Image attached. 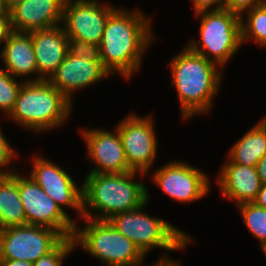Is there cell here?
Returning <instances> with one entry per match:
<instances>
[{"label": "cell", "mask_w": 266, "mask_h": 266, "mask_svg": "<svg viewBox=\"0 0 266 266\" xmlns=\"http://www.w3.org/2000/svg\"><path fill=\"white\" fill-rule=\"evenodd\" d=\"M151 22L137 8L118 7L109 16L99 49L102 65L111 75L117 73L128 81L140 71L143 57L156 39Z\"/></svg>", "instance_id": "1"}, {"label": "cell", "mask_w": 266, "mask_h": 266, "mask_svg": "<svg viewBox=\"0 0 266 266\" xmlns=\"http://www.w3.org/2000/svg\"><path fill=\"white\" fill-rule=\"evenodd\" d=\"M171 86H175L183 121L207 115L220 91L223 69L187 45L169 60Z\"/></svg>", "instance_id": "2"}, {"label": "cell", "mask_w": 266, "mask_h": 266, "mask_svg": "<svg viewBox=\"0 0 266 266\" xmlns=\"http://www.w3.org/2000/svg\"><path fill=\"white\" fill-rule=\"evenodd\" d=\"M138 175L146 178L134 171L87 173L82 183V218L108 220L115 214L139 208L148 200V188L143 179L137 181Z\"/></svg>", "instance_id": "3"}, {"label": "cell", "mask_w": 266, "mask_h": 266, "mask_svg": "<svg viewBox=\"0 0 266 266\" xmlns=\"http://www.w3.org/2000/svg\"><path fill=\"white\" fill-rule=\"evenodd\" d=\"M73 103L48 80L23 82L15 106L7 117L36 134L59 129L70 119Z\"/></svg>", "instance_id": "4"}, {"label": "cell", "mask_w": 266, "mask_h": 266, "mask_svg": "<svg viewBox=\"0 0 266 266\" xmlns=\"http://www.w3.org/2000/svg\"><path fill=\"white\" fill-rule=\"evenodd\" d=\"M149 199L148 190V200L139 208L115 214L108 221L122 235L132 240L146 257L153 249L160 248L166 251L160 254L159 260L171 259L168 252L182 251L195 240L164 218L148 215L144 209Z\"/></svg>", "instance_id": "5"}, {"label": "cell", "mask_w": 266, "mask_h": 266, "mask_svg": "<svg viewBox=\"0 0 266 266\" xmlns=\"http://www.w3.org/2000/svg\"><path fill=\"white\" fill-rule=\"evenodd\" d=\"M83 228L76 224L75 247L106 266H145V255L132 240L117 231L108 220L82 218Z\"/></svg>", "instance_id": "6"}, {"label": "cell", "mask_w": 266, "mask_h": 266, "mask_svg": "<svg viewBox=\"0 0 266 266\" xmlns=\"http://www.w3.org/2000/svg\"><path fill=\"white\" fill-rule=\"evenodd\" d=\"M195 18H200V39L186 45L224 70L242 47L240 16L224 8L196 13Z\"/></svg>", "instance_id": "7"}, {"label": "cell", "mask_w": 266, "mask_h": 266, "mask_svg": "<svg viewBox=\"0 0 266 266\" xmlns=\"http://www.w3.org/2000/svg\"><path fill=\"white\" fill-rule=\"evenodd\" d=\"M136 112L127 114L114 127L122 140L127 163L131 171L149 175L157 158L158 136L153 116H140Z\"/></svg>", "instance_id": "8"}, {"label": "cell", "mask_w": 266, "mask_h": 266, "mask_svg": "<svg viewBox=\"0 0 266 266\" xmlns=\"http://www.w3.org/2000/svg\"><path fill=\"white\" fill-rule=\"evenodd\" d=\"M164 165L152 170V183L175 202L194 203L211 191L210 176L205 170L181 160H170Z\"/></svg>", "instance_id": "9"}, {"label": "cell", "mask_w": 266, "mask_h": 266, "mask_svg": "<svg viewBox=\"0 0 266 266\" xmlns=\"http://www.w3.org/2000/svg\"><path fill=\"white\" fill-rule=\"evenodd\" d=\"M64 237L56 230L31 224L0 230V259L31 263L51 252Z\"/></svg>", "instance_id": "10"}, {"label": "cell", "mask_w": 266, "mask_h": 266, "mask_svg": "<svg viewBox=\"0 0 266 266\" xmlns=\"http://www.w3.org/2000/svg\"><path fill=\"white\" fill-rule=\"evenodd\" d=\"M18 172V191L25 210L27 224L44 226L72 238L76 222L28 175Z\"/></svg>", "instance_id": "11"}, {"label": "cell", "mask_w": 266, "mask_h": 266, "mask_svg": "<svg viewBox=\"0 0 266 266\" xmlns=\"http://www.w3.org/2000/svg\"><path fill=\"white\" fill-rule=\"evenodd\" d=\"M31 161L32 171L26 175L31 177L64 212H66L65 207L69 208V211L70 208L75 212L78 211L75 219L78 224L83 217L82 184L77 185L78 182L74 181L63 167L44 156L34 153Z\"/></svg>", "instance_id": "12"}, {"label": "cell", "mask_w": 266, "mask_h": 266, "mask_svg": "<svg viewBox=\"0 0 266 266\" xmlns=\"http://www.w3.org/2000/svg\"><path fill=\"white\" fill-rule=\"evenodd\" d=\"M117 8L99 0H65L61 25L68 38L100 45L107 20Z\"/></svg>", "instance_id": "13"}, {"label": "cell", "mask_w": 266, "mask_h": 266, "mask_svg": "<svg viewBox=\"0 0 266 266\" xmlns=\"http://www.w3.org/2000/svg\"><path fill=\"white\" fill-rule=\"evenodd\" d=\"M82 129V130H81ZM80 134L87 148V157L94 166L88 173H126L131 172L127 163L118 130L81 127Z\"/></svg>", "instance_id": "14"}, {"label": "cell", "mask_w": 266, "mask_h": 266, "mask_svg": "<svg viewBox=\"0 0 266 266\" xmlns=\"http://www.w3.org/2000/svg\"><path fill=\"white\" fill-rule=\"evenodd\" d=\"M110 75L102 62L91 61L85 56L76 58L67 53L48 81L74 103L72 100L76 91L96 85Z\"/></svg>", "instance_id": "15"}, {"label": "cell", "mask_w": 266, "mask_h": 266, "mask_svg": "<svg viewBox=\"0 0 266 266\" xmlns=\"http://www.w3.org/2000/svg\"><path fill=\"white\" fill-rule=\"evenodd\" d=\"M65 0H25L8 12L14 32L29 33L62 24Z\"/></svg>", "instance_id": "16"}, {"label": "cell", "mask_w": 266, "mask_h": 266, "mask_svg": "<svg viewBox=\"0 0 266 266\" xmlns=\"http://www.w3.org/2000/svg\"><path fill=\"white\" fill-rule=\"evenodd\" d=\"M227 160L217 175L216 185L220 195L232 200L236 206L253 203L262 185L256 167L233 163L228 157Z\"/></svg>", "instance_id": "17"}, {"label": "cell", "mask_w": 266, "mask_h": 266, "mask_svg": "<svg viewBox=\"0 0 266 266\" xmlns=\"http://www.w3.org/2000/svg\"><path fill=\"white\" fill-rule=\"evenodd\" d=\"M29 33L37 62L38 80H49L68 53V36L62 25Z\"/></svg>", "instance_id": "18"}, {"label": "cell", "mask_w": 266, "mask_h": 266, "mask_svg": "<svg viewBox=\"0 0 266 266\" xmlns=\"http://www.w3.org/2000/svg\"><path fill=\"white\" fill-rule=\"evenodd\" d=\"M3 45L0 59L4 63V69L17 79L23 77V82H38V68L31 34L12 31Z\"/></svg>", "instance_id": "19"}, {"label": "cell", "mask_w": 266, "mask_h": 266, "mask_svg": "<svg viewBox=\"0 0 266 266\" xmlns=\"http://www.w3.org/2000/svg\"><path fill=\"white\" fill-rule=\"evenodd\" d=\"M27 224L18 191V170L0 175V230Z\"/></svg>", "instance_id": "20"}, {"label": "cell", "mask_w": 266, "mask_h": 266, "mask_svg": "<svg viewBox=\"0 0 266 266\" xmlns=\"http://www.w3.org/2000/svg\"><path fill=\"white\" fill-rule=\"evenodd\" d=\"M227 153L233 163L244 166H256L257 162L266 155V131L257 122L241 135Z\"/></svg>", "instance_id": "21"}, {"label": "cell", "mask_w": 266, "mask_h": 266, "mask_svg": "<svg viewBox=\"0 0 266 266\" xmlns=\"http://www.w3.org/2000/svg\"><path fill=\"white\" fill-rule=\"evenodd\" d=\"M240 20L242 45L252 41L259 47H266V1L245 12Z\"/></svg>", "instance_id": "22"}, {"label": "cell", "mask_w": 266, "mask_h": 266, "mask_svg": "<svg viewBox=\"0 0 266 266\" xmlns=\"http://www.w3.org/2000/svg\"><path fill=\"white\" fill-rule=\"evenodd\" d=\"M243 221L253 237L261 246L266 242V209L255 203H245L237 206Z\"/></svg>", "instance_id": "23"}, {"label": "cell", "mask_w": 266, "mask_h": 266, "mask_svg": "<svg viewBox=\"0 0 266 266\" xmlns=\"http://www.w3.org/2000/svg\"><path fill=\"white\" fill-rule=\"evenodd\" d=\"M22 84V80L18 81L3 66L0 67V111L4 117H8L12 112Z\"/></svg>", "instance_id": "24"}, {"label": "cell", "mask_w": 266, "mask_h": 266, "mask_svg": "<svg viewBox=\"0 0 266 266\" xmlns=\"http://www.w3.org/2000/svg\"><path fill=\"white\" fill-rule=\"evenodd\" d=\"M75 242L72 238H64L51 252L40 257L33 266H62L73 250H75Z\"/></svg>", "instance_id": "25"}, {"label": "cell", "mask_w": 266, "mask_h": 266, "mask_svg": "<svg viewBox=\"0 0 266 266\" xmlns=\"http://www.w3.org/2000/svg\"><path fill=\"white\" fill-rule=\"evenodd\" d=\"M68 53L76 58L87 57L91 61L101 62L99 45L68 38Z\"/></svg>", "instance_id": "26"}, {"label": "cell", "mask_w": 266, "mask_h": 266, "mask_svg": "<svg viewBox=\"0 0 266 266\" xmlns=\"http://www.w3.org/2000/svg\"><path fill=\"white\" fill-rule=\"evenodd\" d=\"M9 139L5 136V134L2 132V127L0 125V172L1 173H12L17 170L16 165L11 166V162L17 160V156H19L18 151L15 150L10 142H8ZM16 151V152H15ZM18 154V155H17ZM10 165V169H8ZM7 167V169H5ZM4 168V169H3ZM7 170V171H6Z\"/></svg>", "instance_id": "27"}, {"label": "cell", "mask_w": 266, "mask_h": 266, "mask_svg": "<svg viewBox=\"0 0 266 266\" xmlns=\"http://www.w3.org/2000/svg\"><path fill=\"white\" fill-rule=\"evenodd\" d=\"M266 0H225L224 8L242 16L245 12L262 5Z\"/></svg>", "instance_id": "28"}, {"label": "cell", "mask_w": 266, "mask_h": 266, "mask_svg": "<svg viewBox=\"0 0 266 266\" xmlns=\"http://www.w3.org/2000/svg\"><path fill=\"white\" fill-rule=\"evenodd\" d=\"M194 14L224 9L225 0H192Z\"/></svg>", "instance_id": "29"}, {"label": "cell", "mask_w": 266, "mask_h": 266, "mask_svg": "<svg viewBox=\"0 0 266 266\" xmlns=\"http://www.w3.org/2000/svg\"><path fill=\"white\" fill-rule=\"evenodd\" d=\"M12 32L10 15H0V44L3 45L8 35Z\"/></svg>", "instance_id": "30"}, {"label": "cell", "mask_w": 266, "mask_h": 266, "mask_svg": "<svg viewBox=\"0 0 266 266\" xmlns=\"http://www.w3.org/2000/svg\"><path fill=\"white\" fill-rule=\"evenodd\" d=\"M255 167L261 184H266V155L257 162Z\"/></svg>", "instance_id": "31"}, {"label": "cell", "mask_w": 266, "mask_h": 266, "mask_svg": "<svg viewBox=\"0 0 266 266\" xmlns=\"http://www.w3.org/2000/svg\"><path fill=\"white\" fill-rule=\"evenodd\" d=\"M0 266H33V263L24 260L0 259Z\"/></svg>", "instance_id": "32"}, {"label": "cell", "mask_w": 266, "mask_h": 266, "mask_svg": "<svg viewBox=\"0 0 266 266\" xmlns=\"http://www.w3.org/2000/svg\"><path fill=\"white\" fill-rule=\"evenodd\" d=\"M253 203L266 209V184L261 185L260 191Z\"/></svg>", "instance_id": "33"}, {"label": "cell", "mask_w": 266, "mask_h": 266, "mask_svg": "<svg viewBox=\"0 0 266 266\" xmlns=\"http://www.w3.org/2000/svg\"><path fill=\"white\" fill-rule=\"evenodd\" d=\"M181 260H176L173 259V257L171 259H165V260H156L154 261L155 263L151 264V266H182V261L180 263ZM150 266V264H149Z\"/></svg>", "instance_id": "34"}, {"label": "cell", "mask_w": 266, "mask_h": 266, "mask_svg": "<svg viewBox=\"0 0 266 266\" xmlns=\"http://www.w3.org/2000/svg\"><path fill=\"white\" fill-rule=\"evenodd\" d=\"M25 0H3L5 7L9 11L13 6L17 5L20 2H23Z\"/></svg>", "instance_id": "35"}, {"label": "cell", "mask_w": 266, "mask_h": 266, "mask_svg": "<svg viewBox=\"0 0 266 266\" xmlns=\"http://www.w3.org/2000/svg\"><path fill=\"white\" fill-rule=\"evenodd\" d=\"M0 15H9V12L5 7L3 0H0Z\"/></svg>", "instance_id": "36"}, {"label": "cell", "mask_w": 266, "mask_h": 266, "mask_svg": "<svg viewBox=\"0 0 266 266\" xmlns=\"http://www.w3.org/2000/svg\"><path fill=\"white\" fill-rule=\"evenodd\" d=\"M258 123H259L260 126L266 131V116H265V117L263 116V118L260 119V120L258 121Z\"/></svg>", "instance_id": "37"}, {"label": "cell", "mask_w": 266, "mask_h": 266, "mask_svg": "<svg viewBox=\"0 0 266 266\" xmlns=\"http://www.w3.org/2000/svg\"><path fill=\"white\" fill-rule=\"evenodd\" d=\"M261 250H262V252H264V255L266 256V242H264V243L261 245Z\"/></svg>", "instance_id": "38"}]
</instances>
